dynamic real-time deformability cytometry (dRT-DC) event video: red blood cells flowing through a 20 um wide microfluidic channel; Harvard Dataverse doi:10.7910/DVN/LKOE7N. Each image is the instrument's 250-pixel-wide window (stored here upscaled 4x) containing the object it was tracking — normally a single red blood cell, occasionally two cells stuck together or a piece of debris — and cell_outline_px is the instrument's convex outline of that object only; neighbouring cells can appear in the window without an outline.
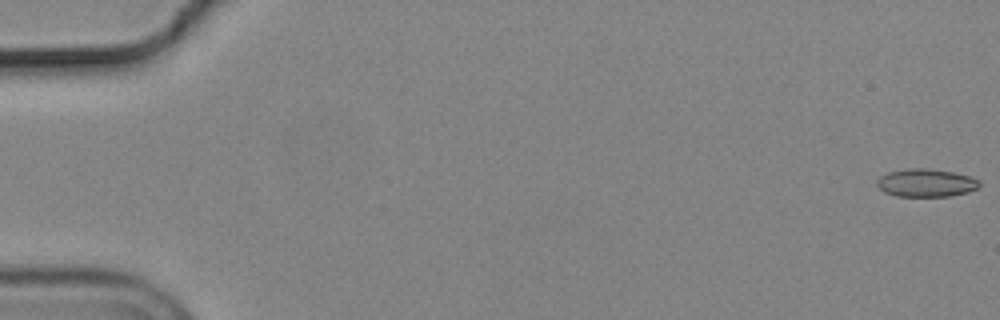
{"species": "common noctule bat (a hibernating species)", "species_latin": "Nyctalus noctula", "temperature_condition": "cold", "stored_images_in_passage": 56, "camera_frame_rate_fps": 3000, "um_per_image_px": 0.085, "animal": {"sex": "male", "body_mass_g": 19.2, "forearm_length_mm": 51.8}, "frame": {"image": 1, "passage_image": 1, "time_ms": 0.0, "image_size_px": [1000, 320], "cell_outline_px": [[980, 184], [976, 188], [968, 192], [948, 196], [896, 196], [884, 192], [876, 184], [876, 180], [880, 176], [888, 172], [908, 168], [924, 168], [952, 172], [972, 176], [980, 180]], "centroid_in_image_um": [78.7, 15.54], "position_along_channel_um": 6.3, "area_um2": 16.7}}
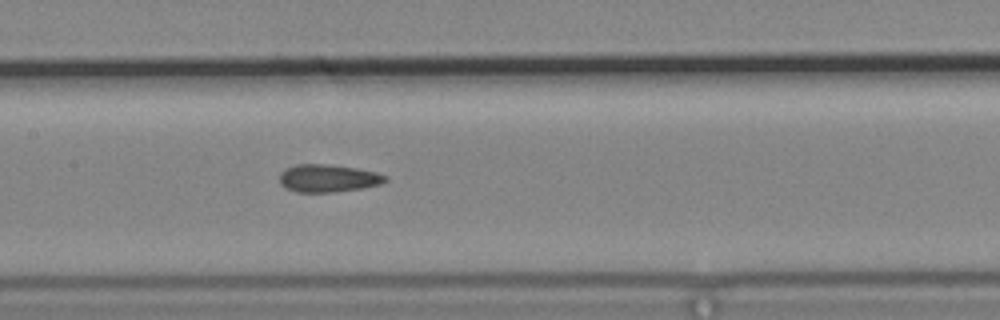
{"frame": {"image": 2, "passage_image": 28, "time_ms": 9.0, "image_size_px": [1000, 320], "cell_outline_px": [[388, 180], [380, 184], [360, 188], [336, 192], [296, 192], [280, 184], [280, 176], [288, 168], [296, 164], [332, 164], [356, 168], [376, 172], [388, 176]], "centroid_in_image_um": [27.93, 15.15], "position_along_channel_um": 179.5, "area_um2": 16.94}}
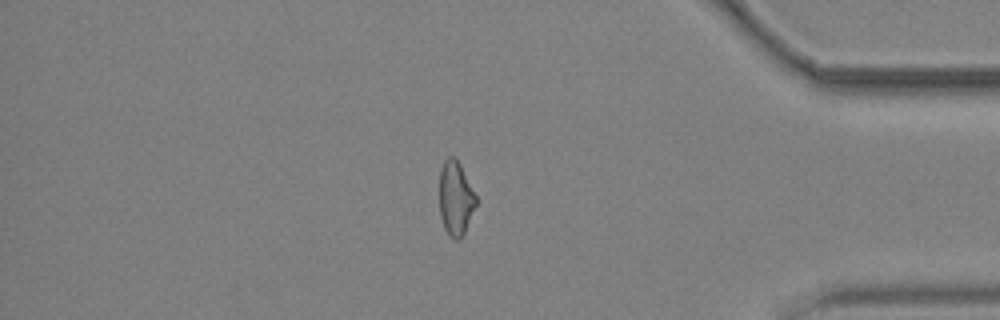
{"frame": {"image": 3, "passage_image": 48, "time_ms": 15.667, "image_size_px": [1000, 320], "cell_outline_px": [[476, 204], [464, 232], [456, 240], [452, 240], [448, 236], [444, 228], [440, 216], [440, 168], [444, 160], [448, 156], [456, 156], [476, 196]], "centroid_in_image_um": [38.7, 16.83], "position_along_channel_um": 396.5, "area_um2": 15.72}, "authors_computed_cell_mechanics": {"area_um2": 16.8776, "velocity_mm_per_s": 3.717, "shape_relaxation_time_tau1_ms": null, "shape_relaxation_time_tau2_ms": 3.5818, "deformation_change_tau1": null, "deformation_change_tau2": 0.1168}}